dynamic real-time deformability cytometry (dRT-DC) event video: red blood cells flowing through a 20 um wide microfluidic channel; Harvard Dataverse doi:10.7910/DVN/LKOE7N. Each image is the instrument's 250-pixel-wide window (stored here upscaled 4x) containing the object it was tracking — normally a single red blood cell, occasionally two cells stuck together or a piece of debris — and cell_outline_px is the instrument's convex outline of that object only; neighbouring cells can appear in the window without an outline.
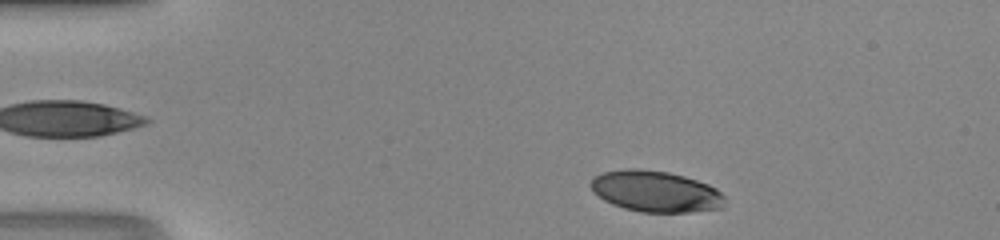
{"species": "human", "species_latin": "Homo sapiens", "temperature_condition": "room temperature", "stored_images_in_passage": 40, "camera_frame_rate_fps": 3000, "um_per_image_px": 0.085, "donor": {"sex": "male"}, "frame": {"image": 1, "passage_image": 2, "time_ms": 0.333, "image_size_px": [1000, 240], "cell_outline_px": [[724, 208], [692, 212], [640, 212], [624, 208], [612, 204], [604, 200], [588, 184], [592, 176], [604, 172], [628, 168], [636, 168], [668, 172], [684, 176], [708, 184], [716, 188], [724, 196]], "centroid_in_image_um": [55.73, 16.27], "position_along_channel_um": 29.3, "area_um2": 32.25}}
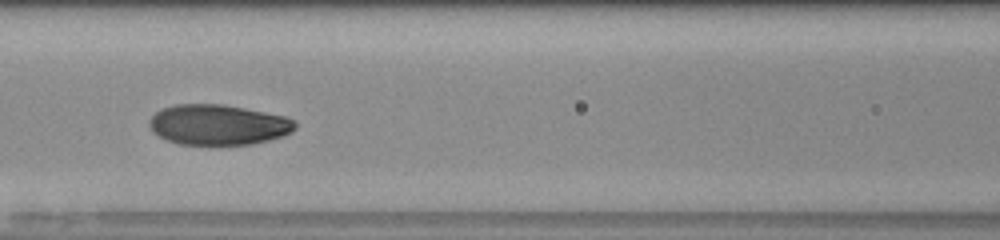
{"frame": {"image": 2, "passage_image": 15, "time_ms": 4.667, "image_size_px": [1000, 240], "cell_outline_px": [[296, 128], [292, 132], [284, 136], [252, 144], [220, 148], [180, 144], [168, 140], [152, 132], [148, 124], [148, 120], [156, 112], [164, 108], [176, 104], [224, 104], [288, 116], [296, 120]], "centroid_in_image_um": [18.58, 10.64], "position_along_channel_um": 148.0, "area_um2": 35.55}}
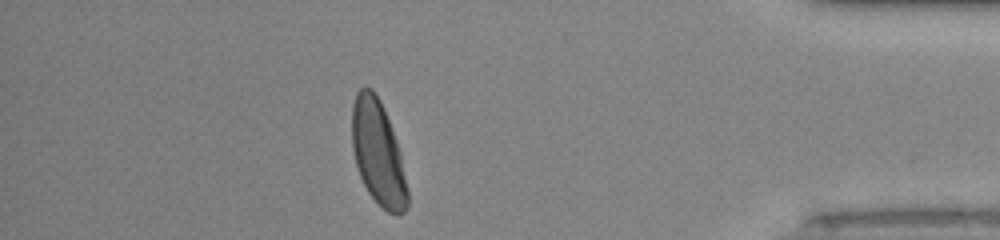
{"frame": {"image": 3, "passage_image": 35, "time_ms": 11.333, "image_size_px": [1000, 240], "cell_outline_px": [[408, 208], [404, 212], [396, 216], [388, 212], [368, 192], [360, 176], [356, 164], [352, 148], [352, 104], [356, 92], [360, 88], [372, 88], [380, 100], [384, 108], [392, 128], [400, 152], [408, 192]], "centroid_in_image_um": [32.13, 12.99], "position_along_channel_um": 403.1, "area_um2": 33.7}}